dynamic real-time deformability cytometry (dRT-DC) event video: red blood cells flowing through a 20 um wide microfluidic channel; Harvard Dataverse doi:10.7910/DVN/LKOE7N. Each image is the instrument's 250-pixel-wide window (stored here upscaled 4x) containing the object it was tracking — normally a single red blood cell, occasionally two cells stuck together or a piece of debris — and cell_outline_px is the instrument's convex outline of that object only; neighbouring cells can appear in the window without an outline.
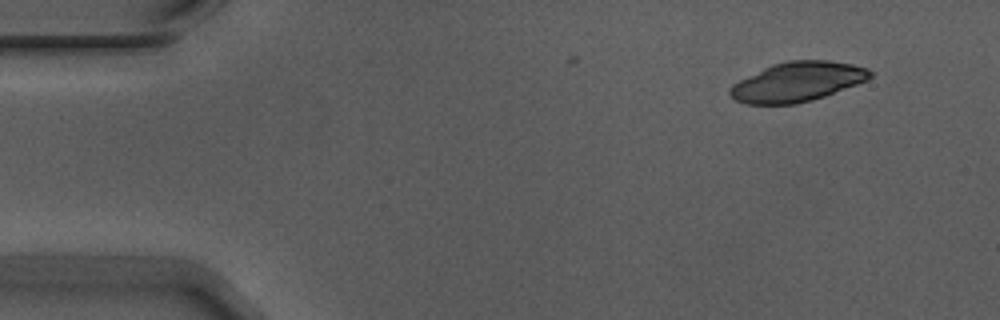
{"species": "Egyptian fruit bat (a non-hibernating species)", "species_latin": "Rousettus aegyptiacus", "temperature_condition": "warm", "stored_images_in_passage": 6, "camera_frame_rate_fps": 3000, "um_per_image_px": 0.085, "animal": {"sex": "male"}, "frame": {"image": 1, "passage_image": 1, "time_ms": 0.0, "image_size_px": [1000, 320], "cell_outline_px": [[872, 76], [868, 80], [824, 96], [812, 100], [796, 104], [748, 104], [736, 100], [728, 92], [728, 88], [732, 84], [772, 64], [788, 60], [828, 60], [852, 64], [868, 68], [872, 72]], "centroid_in_image_um": [67.79, 6.95], "position_along_channel_um": 17.2, "area_um2": 32.19}}